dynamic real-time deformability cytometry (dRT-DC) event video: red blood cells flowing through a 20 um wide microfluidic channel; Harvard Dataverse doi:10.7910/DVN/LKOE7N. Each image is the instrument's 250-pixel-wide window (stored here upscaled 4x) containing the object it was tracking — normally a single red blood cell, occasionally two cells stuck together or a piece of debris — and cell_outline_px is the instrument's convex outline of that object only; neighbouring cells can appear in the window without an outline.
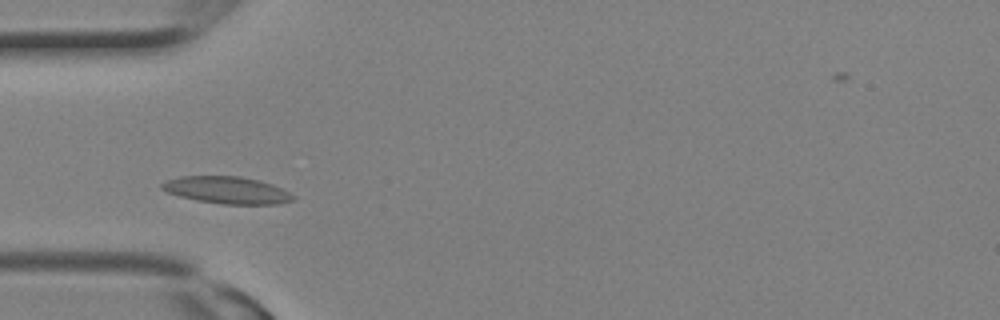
{"species": "Egyptian fruit bat (a non-hibernating species)", "species_latin": "Rousettus aegyptiacus", "temperature_condition": "room temperature", "stored_images_in_passage": 2, "camera_frame_rate_fps": 3000, "um_per_image_px": 0.085, "animal": {"sex": "female"}, "frame": {"image": 1, "passage_image": 2, "time_ms": 0.333, "image_size_px": [1000, 320], "cell_outline_px": [[296, 200], [280, 204], [220, 204], [196, 200], [164, 192], [160, 188], [160, 184], [164, 180], [180, 176], [240, 176], [272, 184], [296, 196]], "centroid_in_image_um": [19.25, 16.16], "position_along_channel_um": 65.7, "area_um2": 20.92}}